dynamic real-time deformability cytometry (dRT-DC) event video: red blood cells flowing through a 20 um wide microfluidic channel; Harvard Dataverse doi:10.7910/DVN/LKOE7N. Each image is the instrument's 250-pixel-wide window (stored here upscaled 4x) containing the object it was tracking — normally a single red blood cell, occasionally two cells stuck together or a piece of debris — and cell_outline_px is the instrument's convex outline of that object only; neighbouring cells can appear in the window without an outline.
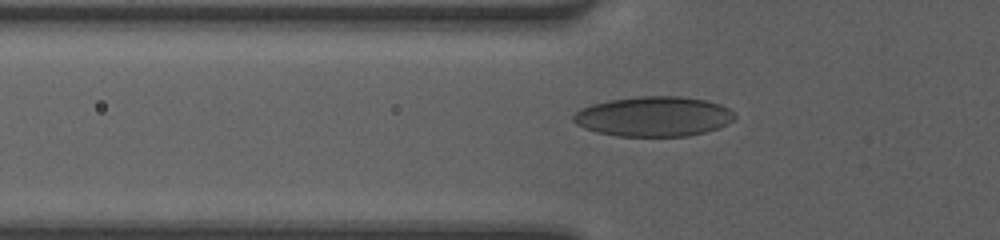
{"species": "human", "species_latin": "Homo sapiens", "temperature_condition": "room temperature", "stored_images_in_passage": 31, "camera_frame_rate_fps": 3000, "um_per_image_px": 0.085, "donor": {"sex": "female"}, "frame": {"image": 1, "passage_image": 2, "time_ms": 0.333, "image_size_px": [1000, 240], "cell_outline_px": [[736, 116], [732, 120], [716, 128], [704, 132], [688, 136], [616, 136], [596, 132], [584, 128], [576, 124], [572, 120], [572, 116], [580, 108], [592, 104], [612, 100], [640, 96], [680, 96], [704, 100], [720, 104], [736, 112]], "centroid_in_image_um": [55.53, 9.9], "position_along_channel_um": 70.3, "area_um2": 37.45}}
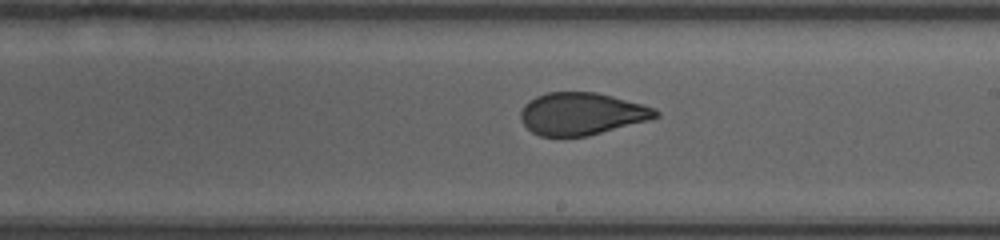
{"frame": {"image": 2, "passage_image": 14, "time_ms": 4.333, "image_size_px": [1000, 240], "cell_outline_px": [[660, 116], [648, 120], [588, 136], [540, 136], [532, 132], [524, 124], [520, 116], [520, 112], [524, 104], [536, 96], [548, 92], [596, 92], [612, 96], [656, 108], [660, 112]], "centroid_in_image_um": [49.44, 9.67], "position_along_channel_um": 239.6, "area_um2": 33.18}}
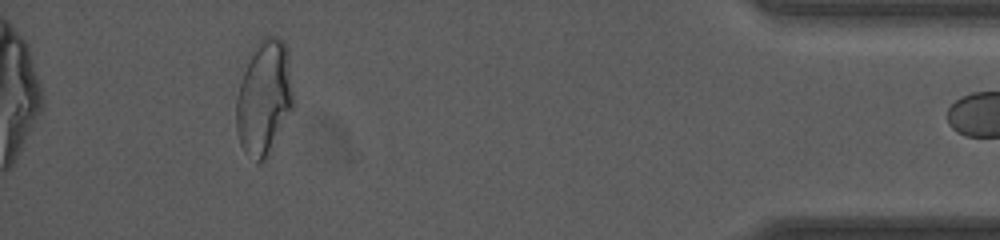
{"frame": {"image": 3, "passage_image": 30, "time_ms": 9.667, "image_size_px": [1000, 240], "cell_outline_px": [[292, 108], [268, 160], [260, 164], [256, 164], [244, 152], [240, 144], [236, 128], [236, 96], [244, 72], [256, 44], [260, 36], [276, 36], [284, 40], [288, 52], [292, 92]], "centroid_in_image_um": [22.44, 8.38], "position_along_channel_um": 412.8, "area_um2": 38.44}}